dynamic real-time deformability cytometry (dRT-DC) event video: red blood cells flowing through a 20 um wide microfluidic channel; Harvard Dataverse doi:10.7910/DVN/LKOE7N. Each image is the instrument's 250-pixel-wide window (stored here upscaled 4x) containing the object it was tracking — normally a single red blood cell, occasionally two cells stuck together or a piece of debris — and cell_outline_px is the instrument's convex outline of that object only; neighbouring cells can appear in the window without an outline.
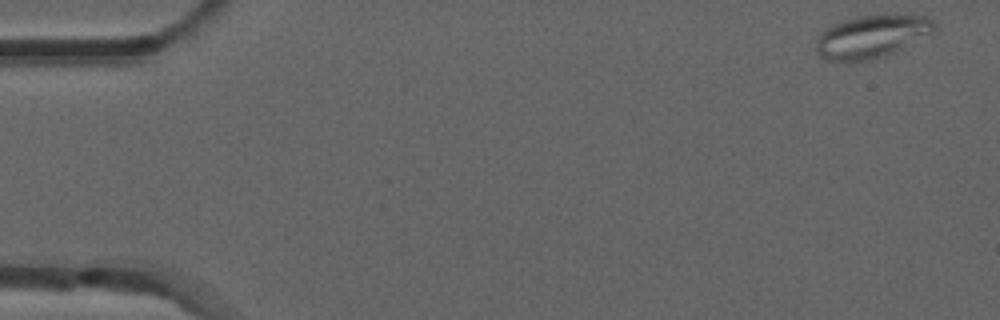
{"species": "common noctule bat (a hibernating species)", "species_latin": "Nyctalus noctula", "temperature_condition": "room temperature", "stored_images_in_passage": 4, "camera_frame_rate_fps": 3000, "um_per_image_px": 0.085, "animal": {"sex": "male", "forearm_length_mm": 52.5}, "frame": {"image": 1, "passage_image": 1, "time_ms": 0.0, "image_size_px": [1000, 320], "cell_outline_px": [[936, 28], [932, 32], [892, 52], [868, 60], [828, 60], [820, 56], [816, 52], [816, 40], [820, 32], [844, 20], [856, 16], [928, 16], [936, 24]], "centroid_in_image_um": [74.04, 3.1], "position_along_channel_um": 11.0, "area_um2": 28.38}}
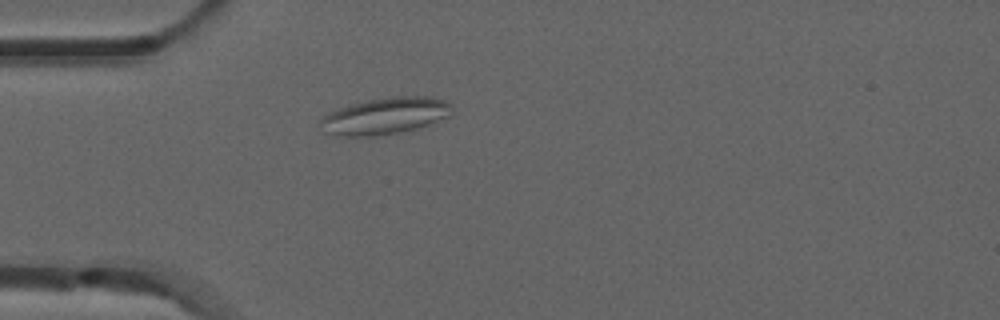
{"frame": {"image": 2, "passage_image": 4, "time_ms": 1.0, "image_size_px": [1000, 320], "cell_outline_px": [[452, 112], [448, 116], [428, 124], [416, 128], [376, 136], [344, 136], [324, 132], [324, 116], [328, 112], [352, 104], [368, 100], [396, 96], [428, 96], [444, 100], [452, 104]], "centroid_in_image_um": [32.79, 9.84], "position_along_channel_um": 52.2, "area_um2": 27.46}}